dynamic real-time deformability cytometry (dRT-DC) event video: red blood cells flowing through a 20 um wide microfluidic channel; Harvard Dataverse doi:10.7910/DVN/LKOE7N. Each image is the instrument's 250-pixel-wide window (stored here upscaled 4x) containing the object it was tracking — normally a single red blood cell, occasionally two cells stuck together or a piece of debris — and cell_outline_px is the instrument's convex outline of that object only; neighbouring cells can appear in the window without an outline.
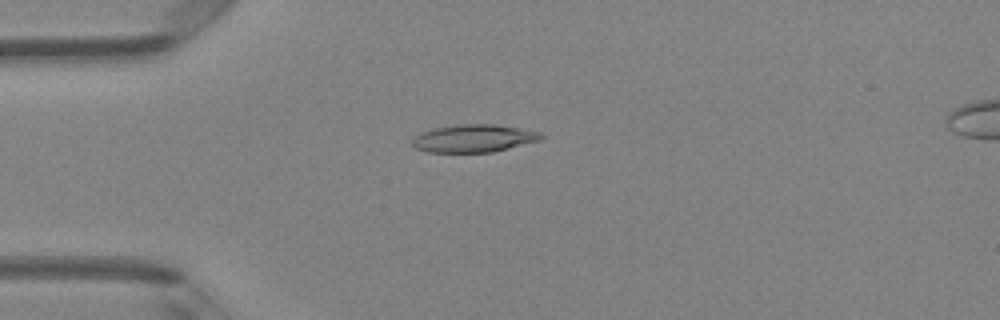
{"species": "Egyptian fruit bat (a non-hibernating species)", "species_latin": "Rousettus aegyptiacus", "temperature_condition": "room temperature", "stored_images_in_passage": 4, "camera_frame_rate_fps": 3000, "um_per_image_px": 0.085, "animal": {"sex": "female"}, "frame": {"image": 1, "passage_image": 4, "time_ms": 1.0, "image_size_px": [1000, 320], "cell_outline_px": [[544, 136], [540, 140], [492, 152], [428, 152], [416, 148], [412, 144], [412, 140], [416, 136], [424, 132], [436, 128], [460, 124], [492, 124], [520, 128], [540, 132]], "centroid_in_image_um": [40.29, 11.76], "position_along_channel_um": 44.7, "area_um2": 20.46}}